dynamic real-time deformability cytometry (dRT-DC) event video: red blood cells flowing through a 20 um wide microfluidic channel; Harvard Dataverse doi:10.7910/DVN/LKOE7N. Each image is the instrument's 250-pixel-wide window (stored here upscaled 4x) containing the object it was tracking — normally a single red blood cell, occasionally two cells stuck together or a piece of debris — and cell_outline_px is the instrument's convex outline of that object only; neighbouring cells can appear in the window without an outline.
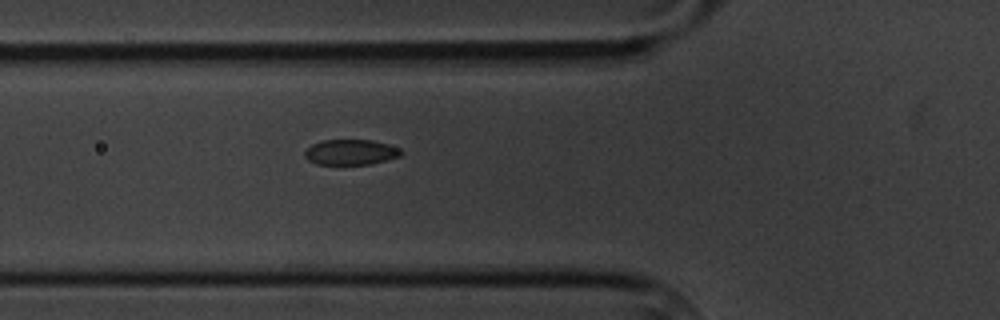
{"species": "common noctule bat (a hibernating species)", "species_latin": "Nyctalus noctula", "temperature_condition": "cold", "stored_images_in_passage": 6, "camera_frame_rate_fps": 3000, "um_per_image_px": 0.085, "animal": {"sex": "male", "body_mass_g": 20.1, "forearm_length_mm": 53.5}, "frame": {"image": 1, "passage_image": 6, "time_ms": 6.667, "image_size_px": [1000, 320], "cell_outline_px": [[404, 152], [400, 156], [372, 164], [340, 168], [316, 164], [308, 160], [304, 156], [304, 152], [312, 144], [324, 140], [372, 140], [388, 144], [400, 148]], "centroid_in_image_um": [29.79, 12.99], "position_along_channel_um": 96.0, "area_um2": 15.09}}